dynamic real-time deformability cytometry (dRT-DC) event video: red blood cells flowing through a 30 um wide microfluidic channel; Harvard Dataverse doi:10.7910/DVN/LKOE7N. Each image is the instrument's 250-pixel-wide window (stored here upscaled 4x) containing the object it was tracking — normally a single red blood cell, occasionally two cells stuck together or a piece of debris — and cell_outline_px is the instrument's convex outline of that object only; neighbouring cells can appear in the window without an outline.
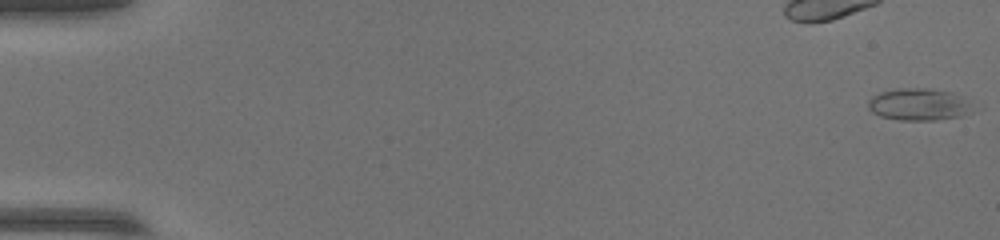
{"species": "common noctule bat (a hibernating species)", "species_latin": "Nyctalus noctula", "temperature_condition": "warm", "stored_images_in_passage": 54, "camera_frame_rate_fps": 3000, "um_per_image_px": 0.085, "animal": {"sex": "female", "body_mass_g": 17.0, "forearm_length_mm": 48.0}, "frame": {"image": 1, "passage_image": 1, "time_ms": 0.0, "image_size_px": [1000, 240], "cell_outline_px": [[976, 108], [972, 112], [960, 116], [936, 120], [900, 120], [880, 116], [872, 112], [868, 108], [868, 100], [872, 96], [880, 92], [896, 88], [932, 88], [952, 92], [960, 96]], "centroid_in_image_um": [78.1, 8.87], "position_along_channel_um": 6.9, "area_um2": 19.77}}
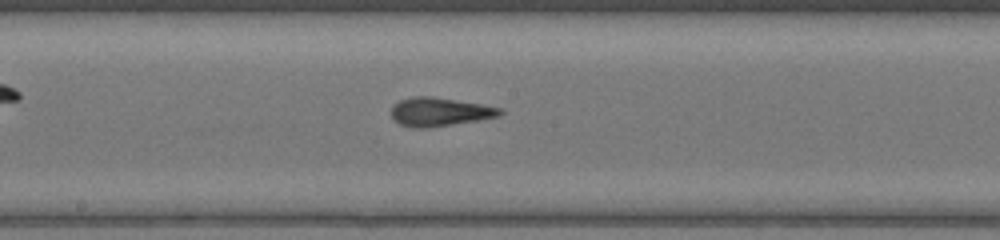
{"frame": {"image": 2, "passage_image": 30, "time_ms": 9.667, "image_size_px": [1000, 240], "cell_outline_px": [[504, 112], [500, 116], [428, 128], [412, 128], [400, 124], [392, 120], [392, 104], [400, 100], [412, 96], [432, 96], [504, 108]], "centroid_in_image_um": [37.34, 9.5], "position_along_channel_um": 210.9, "area_um2": 18.21}}
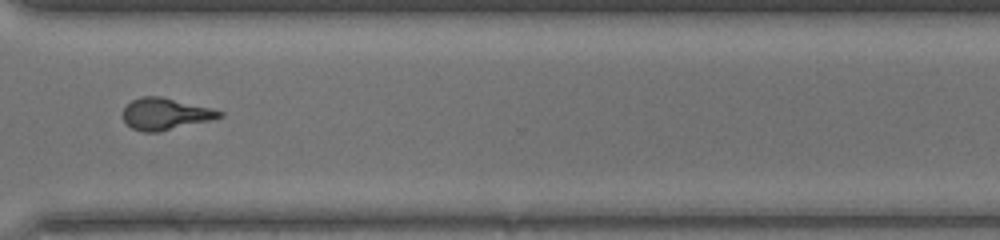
{"frame": {"image": 3, "passage_image": 41, "time_ms": 13.333, "image_size_px": [1000, 240], "cell_outline_px": [[224, 116], [160, 132], [144, 132], [132, 128], [124, 120], [124, 108], [132, 100], [140, 96], [160, 96], [224, 112]], "centroid_in_image_um": [14.02, 9.69], "position_along_channel_um": 356.6, "area_um2": 17.4}}